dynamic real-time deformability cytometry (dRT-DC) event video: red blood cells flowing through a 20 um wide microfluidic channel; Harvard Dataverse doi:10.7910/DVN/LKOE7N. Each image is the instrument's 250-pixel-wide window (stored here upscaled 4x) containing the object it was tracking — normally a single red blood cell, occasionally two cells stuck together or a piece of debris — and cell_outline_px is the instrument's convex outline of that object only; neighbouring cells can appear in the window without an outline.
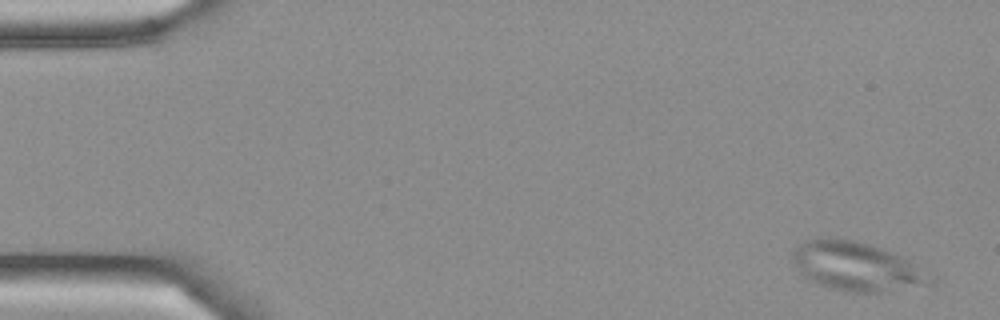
{"species": "Egyptian fruit bat (a non-hibernating species)", "species_latin": "Rousettus aegyptiacus", "temperature_condition": "cold", "stored_images_in_passage": 6, "camera_frame_rate_fps": 3000, "um_per_image_px": 0.085, "frame": {"image": 1, "passage_image": 1, "time_ms": 0.0, "image_size_px": [1000, 320], "cell_outline_px": [[940, 280], [932, 284], [884, 292], [848, 292], [832, 288], [820, 284], [804, 276], [800, 272], [792, 260], [792, 252], [804, 240], [816, 236], [832, 236], [852, 240], [868, 244], [880, 248], [900, 256], [936, 276]], "centroid_in_image_um": [72.83, 22.63], "position_along_channel_um": 12.2, "area_um2": 39.54}}